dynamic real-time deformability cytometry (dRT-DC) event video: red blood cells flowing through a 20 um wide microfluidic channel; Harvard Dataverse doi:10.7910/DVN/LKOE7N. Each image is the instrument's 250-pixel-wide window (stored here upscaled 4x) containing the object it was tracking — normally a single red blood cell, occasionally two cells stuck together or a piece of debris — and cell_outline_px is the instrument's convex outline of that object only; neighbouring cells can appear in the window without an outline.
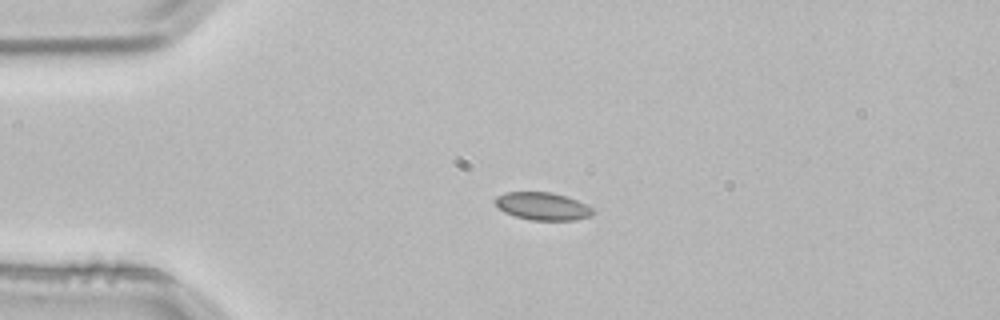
{"species": "common noctule bat (a hibernating species)", "species_latin": "Nyctalus noctula", "temperature_condition": "room temperature", "stored_images_in_passage": 3, "camera_frame_rate_fps": 3000, "um_per_image_px": 0.085, "animal": {"sex": "male", "body_mass_g": 21.5, "forearm_length_mm": 52.0}, "frame": {"image": 1, "passage_image": 2, "time_ms": 0.333, "image_size_px": [1000, 320], "cell_outline_px": [[596, 212], [592, 216], [576, 220], [532, 220], [516, 216], [504, 212], [492, 200], [496, 196], [504, 192], [552, 192], [576, 200], [592, 208]], "centroid_in_image_um": [46.11, 17.53], "position_along_channel_um": 38.9, "area_um2": 15.78}}
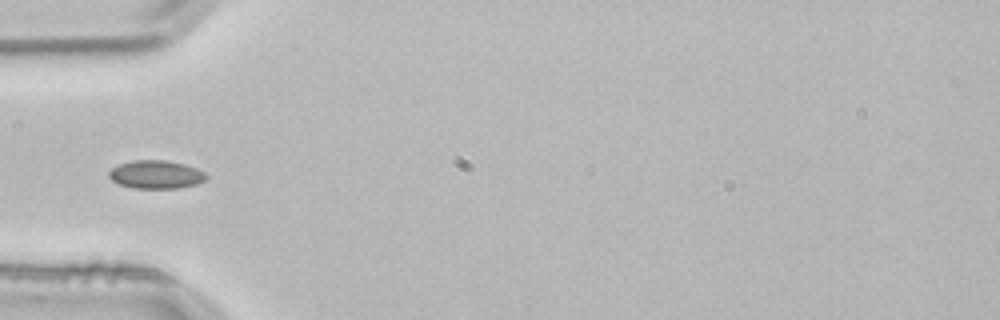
{"frame": {"image": 2, "passage_image": 3, "time_ms": 0.667, "image_size_px": [1000, 320], "cell_outline_px": [[208, 176], [204, 180], [196, 184], [180, 188], [132, 188], [120, 184], [112, 180], [108, 176], [108, 172], [112, 168], [120, 164], [132, 160], [164, 160], [184, 164], [196, 168], [204, 172]], "centroid_in_image_um": [13.25, 14.83], "position_along_channel_um": 71.7, "area_um2": 15.95}}